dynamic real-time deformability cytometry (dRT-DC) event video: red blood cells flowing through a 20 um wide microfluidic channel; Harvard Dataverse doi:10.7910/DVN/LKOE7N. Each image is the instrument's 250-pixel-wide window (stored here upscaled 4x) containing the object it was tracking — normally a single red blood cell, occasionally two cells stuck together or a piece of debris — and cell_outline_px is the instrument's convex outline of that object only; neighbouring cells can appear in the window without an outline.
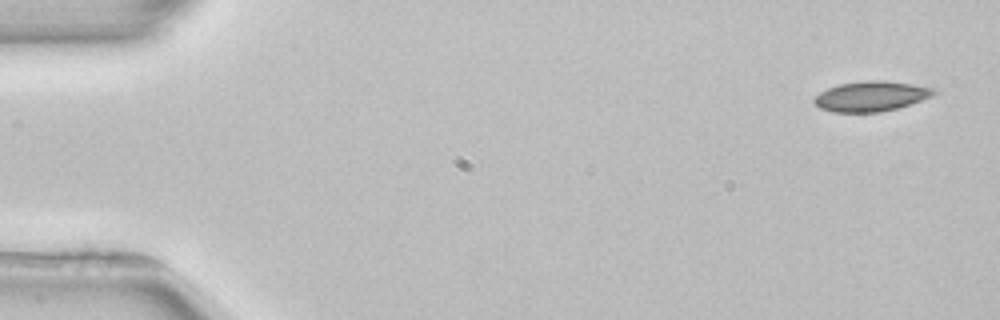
{"species": "common noctule bat (a hibernating species)", "species_latin": "Nyctalus noctula", "temperature_condition": "room temperature", "stored_images_in_passage": 4, "camera_frame_rate_fps": 3000, "um_per_image_px": 0.085, "animal": {"sex": "female", "body_mass_g": 22.7, "forearm_length_mm": 54.2}, "frame": {"image": 1, "passage_image": 1, "time_ms": 0.0, "image_size_px": [1000, 320], "cell_outline_px": [[940, 88], [932, 96], [896, 108], [880, 112], [832, 112], [820, 108], [812, 100], [820, 92], [828, 88], [840, 84], [864, 80], [884, 80]], "centroid_in_image_um": [74.06, 8.17], "position_along_channel_um": 10.9, "area_um2": 20.98}}
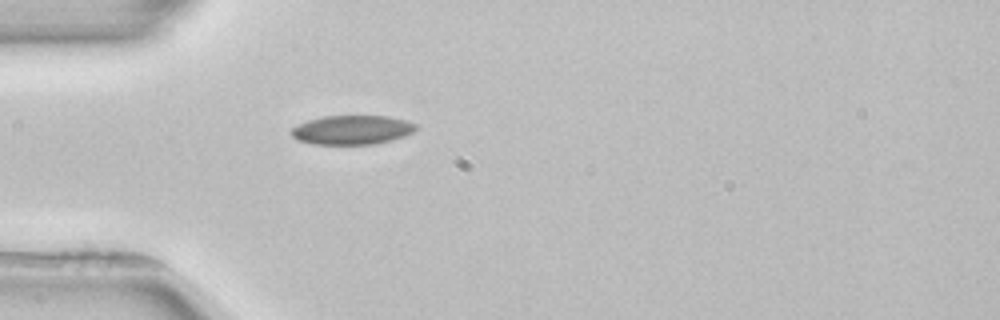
{"frame": {"image": 2, "passage_image": 4, "time_ms": 4.333, "image_size_px": [1000, 320], "cell_outline_px": [[420, 128], [404, 136], [392, 140], [372, 144], [312, 144], [296, 140], [288, 132], [292, 128], [308, 120], [324, 116], [388, 116], [404, 120], [416, 124]], "centroid_in_image_um": [29.91, 11.04], "position_along_channel_um": 55.1, "area_um2": 21.21}}